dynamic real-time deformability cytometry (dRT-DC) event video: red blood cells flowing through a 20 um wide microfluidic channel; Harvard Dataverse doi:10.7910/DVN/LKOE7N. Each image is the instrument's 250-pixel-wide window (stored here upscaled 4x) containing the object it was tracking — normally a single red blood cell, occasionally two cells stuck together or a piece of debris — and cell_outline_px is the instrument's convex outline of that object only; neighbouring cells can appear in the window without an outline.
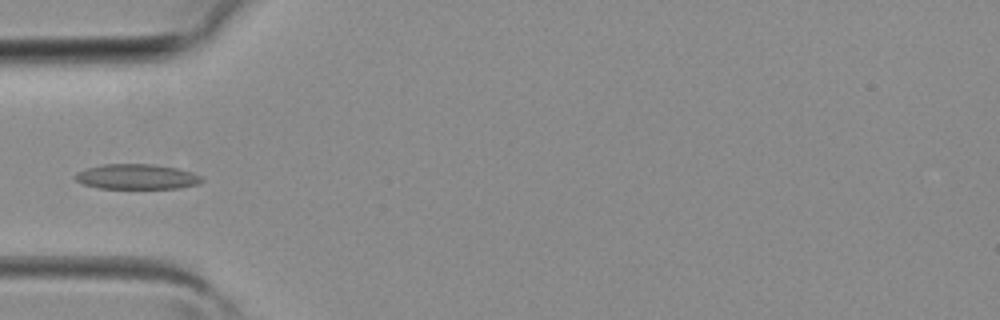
{"species": "common noctule bat (a hibernating species)", "species_latin": "Nyctalus noctula", "temperature_condition": "room temperature", "stored_images_in_passage": 3, "camera_frame_rate_fps": 3000, "um_per_image_px": 0.085, "animal": {"sex": "female", "body_mass_g": 19.3, "forearm_length_mm": 54.1}, "frame": {"image": 1, "passage_image": 3, "time_ms": 0.667, "image_size_px": [1000, 320], "cell_outline_px": [[204, 180], [196, 184], [180, 188], [100, 188], [84, 184], [76, 180], [72, 176], [76, 172], [88, 168], [104, 164], [152, 164], [176, 168], [192, 172], [200, 176]], "centroid_in_image_um": [11.6, 15.01], "position_along_channel_um": 73.4, "area_um2": 18.38}}